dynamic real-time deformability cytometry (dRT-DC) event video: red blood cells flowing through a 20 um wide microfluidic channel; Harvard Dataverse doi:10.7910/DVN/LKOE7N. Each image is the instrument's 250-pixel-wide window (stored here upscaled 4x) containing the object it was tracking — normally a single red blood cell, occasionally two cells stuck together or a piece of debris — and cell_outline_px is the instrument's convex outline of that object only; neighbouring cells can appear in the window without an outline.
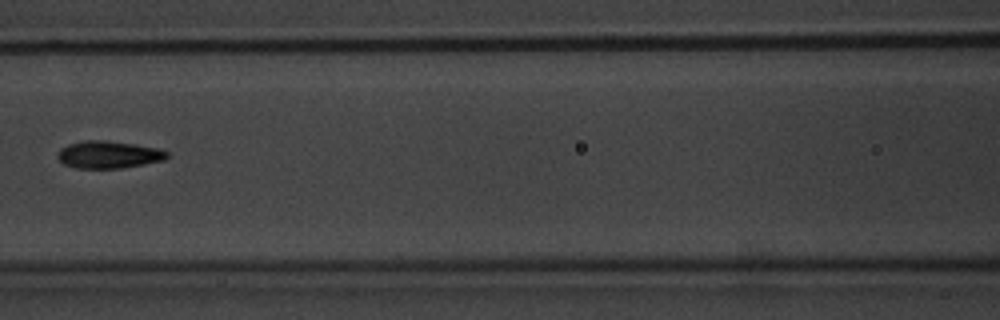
{"species": "common noctule bat (a hibernating species)", "species_latin": "Nyctalus noctula", "temperature_condition": "warm", "stored_images_in_passage": 11, "segment_of_instrument_passage": [2, 2], "camera_frame_rate_fps": 3000, "um_per_image_px": 0.085, "animal": {"sex": "male", "body_mass_g": 20.1, "forearm_length_mm": 53.5}, "frame": {"image": 1, "passage_image": 8, "time_ms": 9.0, "image_size_px": [1000, 320], "cell_outline_px": [[168, 156], [164, 160], [144, 164], [120, 168], [76, 168], [64, 164], [56, 156], [56, 152], [60, 148], [68, 144], [84, 140], [104, 140], [136, 144], [156, 148], [168, 152]], "centroid_in_image_um": [9.19, 13.14], "position_along_channel_um": 157.4, "area_um2": 17.46}}